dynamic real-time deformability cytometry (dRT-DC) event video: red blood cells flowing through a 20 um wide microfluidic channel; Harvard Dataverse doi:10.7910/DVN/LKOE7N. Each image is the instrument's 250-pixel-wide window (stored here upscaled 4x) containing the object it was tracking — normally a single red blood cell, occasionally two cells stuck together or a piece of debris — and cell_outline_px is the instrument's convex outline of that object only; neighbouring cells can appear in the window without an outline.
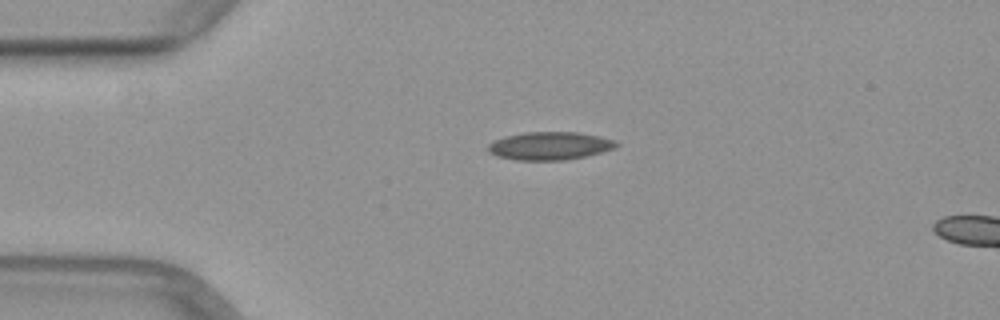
{"species": "common noctule bat (a hibernating species)", "species_latin": "Nyctalus noctula", "temperature_condition": "warm", "stored_images_in_passage": 4, "camera_frame_rate_fps": 3000, "um_per_image_px": 0.085, "animal": {"sex": "female", "body_mass_g": 29.2, "forearm_length_mm": 56.3}, "frame": {"image": 1, "passage_image": 1, "time_ms": 0.0, "image_size_px": [1000, 320], "cell_outline_px": [[620, 144], [612, 148], [600, 152], [584, 156], [564, 160], [520, 160], [500, 156], [488, 152], [488, 144], [504, 136], [528, 132], [576, 132], [596, 136], [612, 140]], "centroid_in_image_um": [46.69, 12.39], "position_along_channel_um": 38.3, "area_um2": 20.4}}